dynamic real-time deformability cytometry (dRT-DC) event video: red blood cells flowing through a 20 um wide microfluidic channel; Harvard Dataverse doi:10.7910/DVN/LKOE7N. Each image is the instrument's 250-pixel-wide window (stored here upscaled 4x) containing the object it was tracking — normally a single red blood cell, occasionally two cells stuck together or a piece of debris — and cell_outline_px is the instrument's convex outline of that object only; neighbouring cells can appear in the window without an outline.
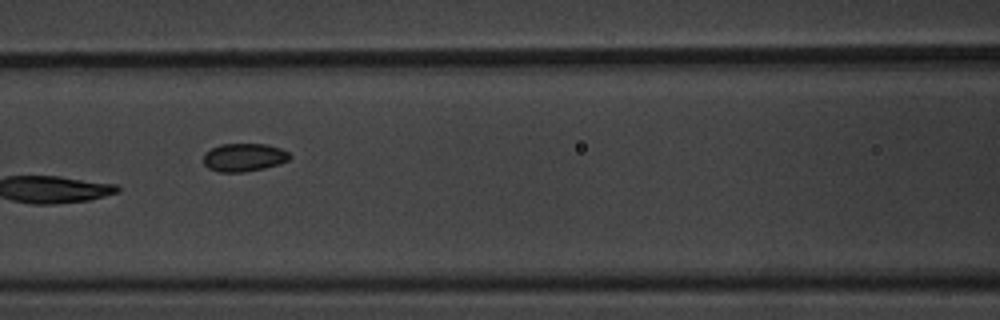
{"species": "common noctule bat (a hibernating species)", "species_latin": "Nyctalus noctula", "temperature_condition": "warm", "stored_images_in_passage": 15, "camera_frame_rate_fps": 3000, "um_per_image_px": 0.085, "animal": {"sex": "male", "body_mass_g": 20.1, "forearm_length_mm": 53.5}, "frame": {"image": 1, "passage_image": 7, "time_ms": 2.0, "image_size_px": [1000, 320], "cell_outline_px": [[292, 156], [288, 160], [280, 164], [264, 168], [244, 172], [220, 172], [208, 168], [204, 164], [204, 152], [220, 144], [268, 144], [280, 148], [288, 152]], "centroid_in_image_um": [20.74, 13.37], "position_along_channel_um": 145.9, "area_um2": 14.22}}